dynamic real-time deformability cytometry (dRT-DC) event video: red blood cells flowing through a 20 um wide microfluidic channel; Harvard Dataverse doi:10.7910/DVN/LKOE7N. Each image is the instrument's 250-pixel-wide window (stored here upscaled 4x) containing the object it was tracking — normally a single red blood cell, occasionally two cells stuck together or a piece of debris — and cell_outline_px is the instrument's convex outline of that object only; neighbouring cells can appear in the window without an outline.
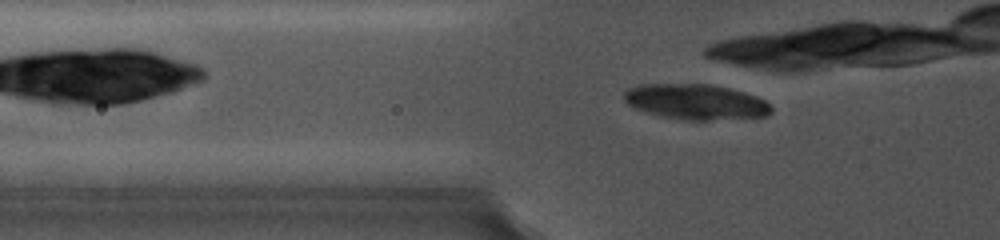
{"species": "common noctule bat (a hibernating species)", "species_latin": "Nyctalus noctula", "temperature_condition": "cold", "stored_images_in_passage": 3, "camera_frame_rate_fps": 5000, "um_per_image_px": 0.085, "animal": {"sex": "female", "body_mass_g": 19.0, "forearm_length_mm": 56.7}, "frame": {"image": 1, "passage_image": 2, "time_ms": 0.4, "image_size_px": [1000, 240], "cell_outline_px": [[772, 112], [764, 116], [708, 120], [684, 120], [664, 116], [648, 112], [636, 108], [628, 104], [624, 100], [624, 92], [628, 88], [640, 84], [708, 84], [728, 88], [744, 92], [756, 96], [764, 100], [772, 108]], "centroid_in_image_um": [59.13, 8.65], "position_along_channel_um": 66.7, "area_um2": 30.0}}